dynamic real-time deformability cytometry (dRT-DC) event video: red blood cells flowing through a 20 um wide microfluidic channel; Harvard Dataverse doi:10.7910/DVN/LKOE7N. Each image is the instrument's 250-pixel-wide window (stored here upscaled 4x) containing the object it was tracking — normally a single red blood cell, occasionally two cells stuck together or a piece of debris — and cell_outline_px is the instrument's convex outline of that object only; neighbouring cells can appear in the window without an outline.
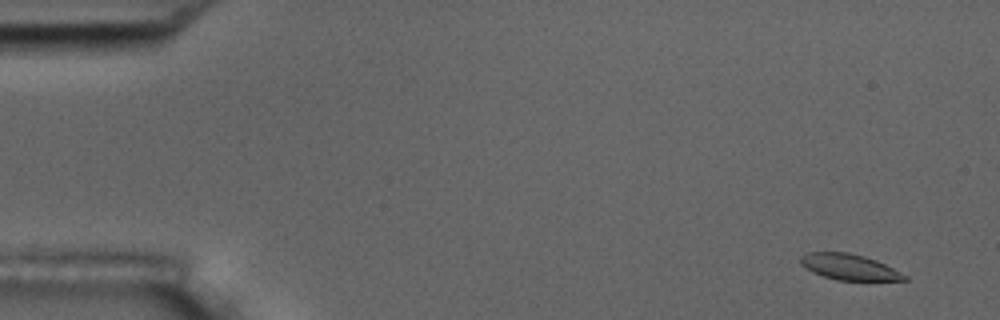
{"species": "common noctule bat (a hibernating species)", "species_latin": "Nyctalus noctula", "temperature_condition": "room temperature", "stored_images_in_passage": 56, "camera_frame_rate_fps": 3000, "um_per_image_px": 0.085, "animal": {"sex": "male", "body_mass_g": 17.5, "forearm_length_mm": 52.3}, "frame": {"image": 1, "passage_image": 3, "time_ms": 0.667, "image_size_px": [1000, 320], "cell_outline_px": [[908, 280], [836, 280], [812, 272], [800, 264], [800, 256], [808, 252], [848, 252], [864, 256], [876, 260], [908, 276]], "centroid_in_image_um": [72.15, 22.69], "position_along_channel_um": 12.8, "area_um2": 15.55}}
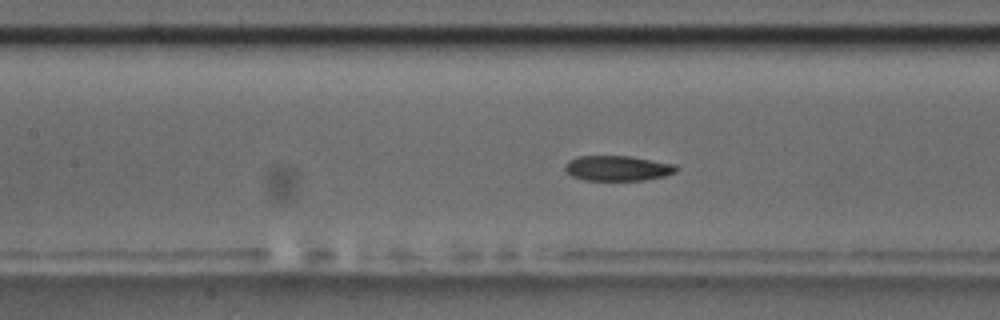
{"frame": {"image": 2, "passage_image": 25, "time_ms": 8.0, "image_size_px": [1000, 320], "cell_outline_px": [[680, 168], [676, 172], [664, 176], [644, 180], [584, 180], [572, 176], [564, 168], [564, 164], [568, 160], [576, 156], [628, 156], [676, 164]], "centroid_in_image_um": [52.5, 14.29], "position_along_channel_um": 154.9, "area_um2": 16.42}}
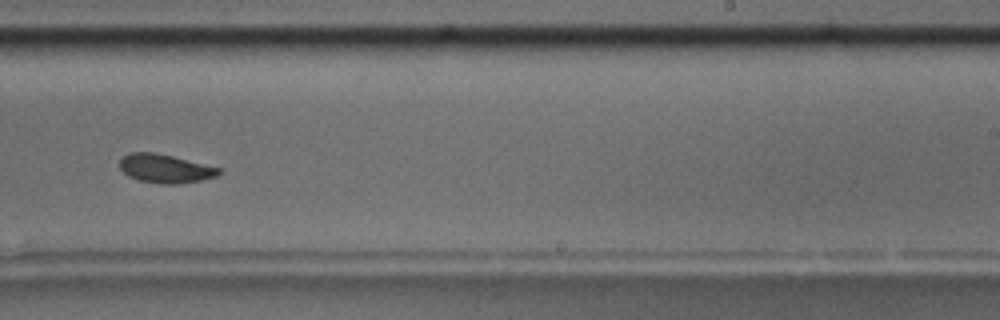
{"frame": {"image": 3, "passage_image": 35, "time_ms": 11.333, "image_size_px": [1000, 320], "cell_outline_px": [[220, 172], [216, 176], [200, 180], [176, 184], [164, 184], [140, 180], [128, 176], [120, 168], [120, 160], [128, 152], [156, 152], [220, 168]], "centroid_in_image_um": [14.01, 14.32], "position_along_channel_um": 275.0, "area_um2": 16.3}, "authors_computed_cell_mechanics": {"area_um2": 16.9643, "velocity_mm_per_s": 3.6183, "shape_relaxation_time_tau1_ms": null, "shape_relaxation_time_tau2_ms": 3.9796, "deformation_change_tau1": null, "deformation_change_tau2": 0.0749}}